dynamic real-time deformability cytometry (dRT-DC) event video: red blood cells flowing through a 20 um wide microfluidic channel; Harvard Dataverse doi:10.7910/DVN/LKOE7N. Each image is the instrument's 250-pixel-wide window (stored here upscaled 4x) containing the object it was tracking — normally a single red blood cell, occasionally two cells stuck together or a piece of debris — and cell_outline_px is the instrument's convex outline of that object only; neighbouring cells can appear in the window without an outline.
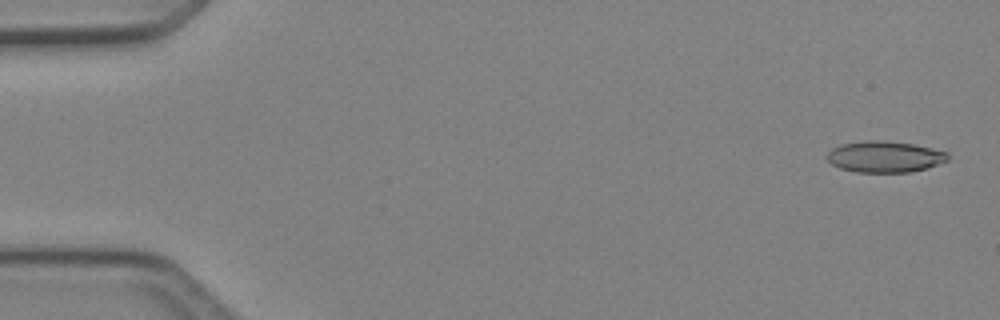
{"species": "Egyptian fruit bat (a non-hibernating species)", "species_latin": "Rousettus aegyptiacus", "temperature_condition": "cold", "stored_images_in_passage": 4, "camera_frame_rate_fps": 3000, "um_per_image_px": 0.085, "animal": {"sex": "female"}, "frame": {"image": 1, "passage_image": 1, "time_ms": 0.0, "image_size_px": [1000, 320], "cell_outline_px": [[948, 160], [924, 168], [908, 172], [856, 172], [840, 168], [832, 164], [828, 160], [828, 152], [832, 148], [840, 144], [868, 140], [888, 140], [912, 144], [932, 148], [948, 152]], "centroid_in_image_um": [75.18, 13.31], "position_along_channel_um": 9.8, "area_um2": 21.85}}
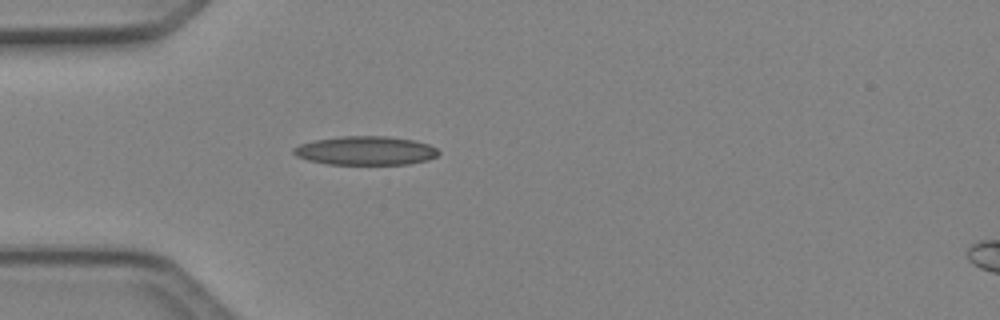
{"frame": {"image": 2, "passage_image": 4, "time_ms": 1.0, "image_size_px": [1000, 320], "cell_outline_px": [[440, 152], [436, 156], [428, 160], [408, 164], [328, 164], [308, 160], [296, 156], [292, 152], [292, 148], [300, 144], [312, 140], [340, 136], [388, 136], [412, 140], [428, 144], [436, 148]], "centroid_in_image_um": [31.04, 12.8], "position_along_channel_um": 54.0, "area_um2": 24.39}}